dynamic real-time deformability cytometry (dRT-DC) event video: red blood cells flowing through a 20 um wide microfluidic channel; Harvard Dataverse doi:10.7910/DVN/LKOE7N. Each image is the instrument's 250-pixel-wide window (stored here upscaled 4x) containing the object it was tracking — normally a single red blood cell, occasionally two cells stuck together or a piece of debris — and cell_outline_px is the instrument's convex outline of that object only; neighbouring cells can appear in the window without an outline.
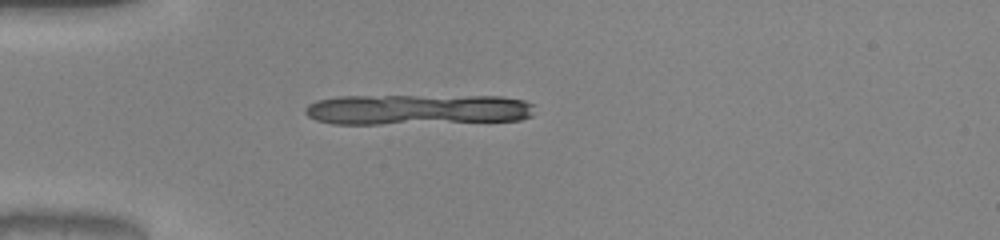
{"species": "common noctule bat (a hibernating species)", "species_latin": "Nyctalus noctula", "temperature_condition": "warm", "stored_images_in_passage": 7, "camera_frame_rate_fps": 3000, "um_per_image_px": 0.085, "animal": {"sex": "male", "body_mass_g": 20.0, "forearm_length_mm": 53.3}, "frame": {"image": 1, "passage_image": 1, "time_ms": 0.0, "image_size_px": [1000, 240], "cell_outline_px": [[524, 116], [512, 120], [460, 120], [448, 116], [440, 104], [452, 100], [516, 100], [524, 104]], "centroid_in_image_um": [41.15, 9.33], "position_along_channel_um": 43.9, "area_um2": 10.92}}